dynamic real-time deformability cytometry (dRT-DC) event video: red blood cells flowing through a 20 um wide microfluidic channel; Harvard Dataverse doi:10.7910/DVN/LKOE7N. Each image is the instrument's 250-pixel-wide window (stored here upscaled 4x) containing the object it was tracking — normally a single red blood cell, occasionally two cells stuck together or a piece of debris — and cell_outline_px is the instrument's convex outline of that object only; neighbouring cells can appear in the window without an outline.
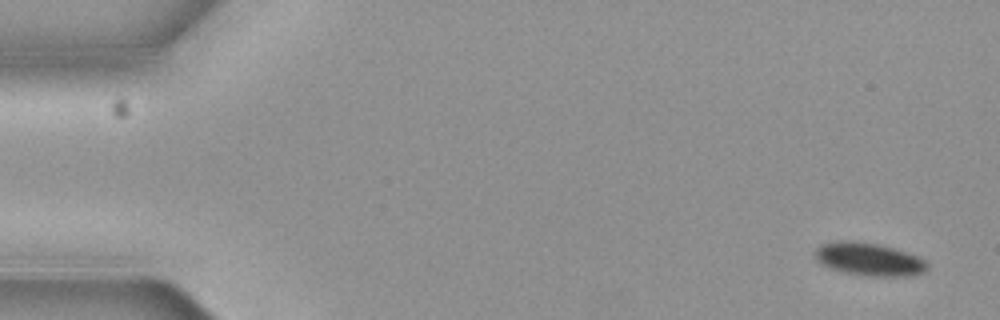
{"species": "common noctule bat (a hibernating species)", "species_latin": "Nyctalus noctula", "temperature_condition": "cold", "stored_images_in_passage": 6, "camera_frame_rate_fps": 3000, "um_per_image_px": 0.085, "animal": {"sex": "female", "body_mass_g": 19.3, "forearm_length_mm": 54.1}, "frame": {"image": 1, "passage_image": 1, "time_ms": 0.0, "image_size_px": [1000, 320], "cell_outline_px": [[928, 268], [924, 272], [912, 276], [864, 276], [840, 272], [828, 268], [820, 264], [816, 260], [816, 248], [820, 244], [840, 240], [844, 240], [876, 244], [892, 248], [916, 256], [924, 260], [928, 264]], "centroid_in_image_um": [73.82, 22.06], "position_along_channel_um": 11.2, "area_um2": 21.56}}